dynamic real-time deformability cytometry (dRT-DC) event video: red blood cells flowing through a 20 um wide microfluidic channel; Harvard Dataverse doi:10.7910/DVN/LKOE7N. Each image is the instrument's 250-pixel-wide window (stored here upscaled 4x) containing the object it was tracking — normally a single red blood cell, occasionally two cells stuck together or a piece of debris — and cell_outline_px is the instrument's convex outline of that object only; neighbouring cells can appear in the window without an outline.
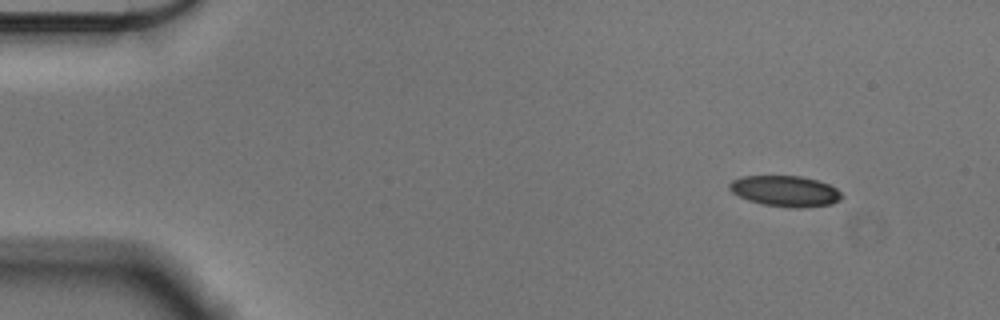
{"species": "Egyptian fruit bat (a non-hibernating species)", "species_latin": "Rousettus aegyptiacus", "temperature_condition": "cold", "stored_images_in_passage": 51, "camera_frame_rate_fps": 3000, "um_per_image_px": 0.085, "animal": {"sex": "male"}, "frame": {"image": 1, "passage_image": 1, "time_ms": 0.0, "image_size_px": [1000, 320], "cell_outline_px": [[844, 196], [840, 200], [832, 204], [800, 208], [788, 208], [764, 204], [748, 200], [732, 192], [728, 188], [728, 184], [732, 180], [744, 176], [800, 176], [816, 180], [828, 184], [836, 188]], "centroid_in_image_um": [66.76, 16.25], "position_along_channel_um": 18.2, "area_um2": 20.17}}
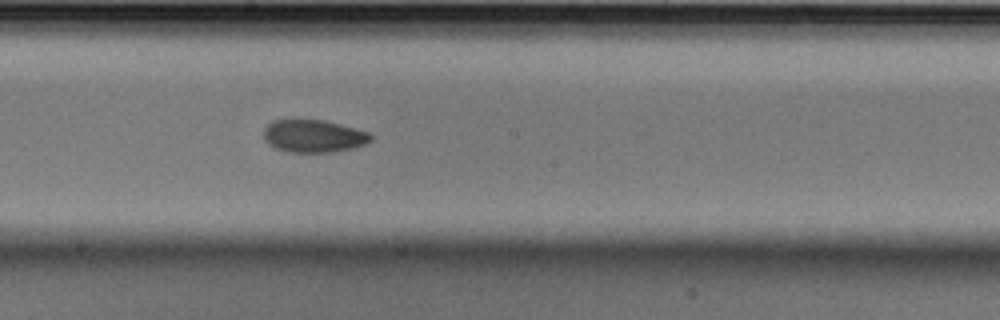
{"frame": {"image": 2, "passage_image": 26, "time_ms": 8.333, "image_size_px": [1000, 320], "cell_outline_px": [[372, 140], [356, 148], [332, 152], [288, 152], [276, 148], [268, 144], [264, 140], [264, 128], [272, 120], [288, 116], [292, 116], [324, 120], [372, 132]], "centroid_in_image_um": [26.62, 11.51], "position_along_channel_um": 221.6, "area_um2": 21.39}}
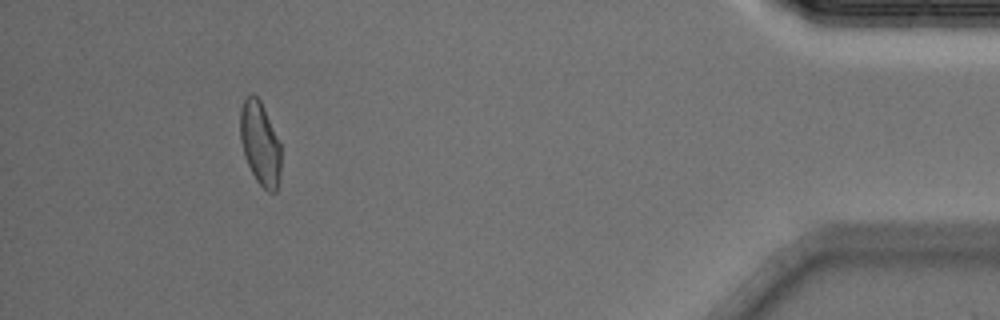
{"frame": {"image": 3, "passage_image": 47, "time_ms": 15.333, "image_size_px": [1000, 320], "cell_outline_px": [[280, 176], [276, 192], [268, 192], [256, 180], [244, 156], [240, 140], [240, 108], [244, 100], [252, 92], [260, 100], [280, 144]], "centroid_in_image_um": [22.09, 12.2], "position_along_channel_um": 413.1, "area_um2": 19.65}, "authors_computed_cell_mechanics": {"area_um2": 20.808, "velocity_mm_per_s": 3.5736, "shape_relaxation_time_tau1_ms": 5.005, "shape_relaxation_time_tau2_ms": 3.1858, "deformation_change_tau1": 0.1201, "deformation_change_tau2": 0.0777}}